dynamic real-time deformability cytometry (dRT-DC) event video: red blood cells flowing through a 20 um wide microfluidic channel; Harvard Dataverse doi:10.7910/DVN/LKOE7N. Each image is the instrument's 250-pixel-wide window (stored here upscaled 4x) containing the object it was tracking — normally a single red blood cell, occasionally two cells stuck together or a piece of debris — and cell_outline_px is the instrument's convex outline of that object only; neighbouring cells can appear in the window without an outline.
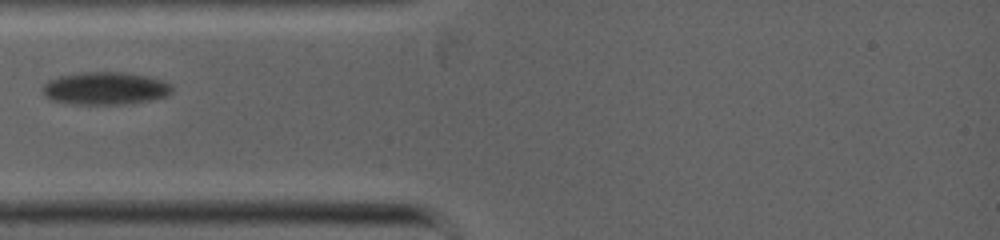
{"species": "common noctule bat (a hibernating species)", "species_latin": "Nyctalus noctula", "temperature_condition": "warm", "stored_images_in_passage": 3, "camera_frame_rate_fps": 5000, "um_per_image_px": 0.085, "animal": {"sex": "female", "body_mass_g": 19.0, "forearm_length_mm": 53.3}, "frame": {"image": 1, "passage_image": 1, "time_ms": 0.0, "image_size_px": [1000, 240], "cell_outline_px": [[172, 92], [164, 96], [148, 100], [124, 104], [76, 104], [52, 100], [44, 96], [44, 84], [48, 80], [60, 76], [80, 72], [124, 72], [144, 76], [160, 80], [168, 84], [172, 88]], "centroid_in_image_um": [8.9, 7.51], "position_along_channel_um": 76.1, "area_um2": 24.22}}